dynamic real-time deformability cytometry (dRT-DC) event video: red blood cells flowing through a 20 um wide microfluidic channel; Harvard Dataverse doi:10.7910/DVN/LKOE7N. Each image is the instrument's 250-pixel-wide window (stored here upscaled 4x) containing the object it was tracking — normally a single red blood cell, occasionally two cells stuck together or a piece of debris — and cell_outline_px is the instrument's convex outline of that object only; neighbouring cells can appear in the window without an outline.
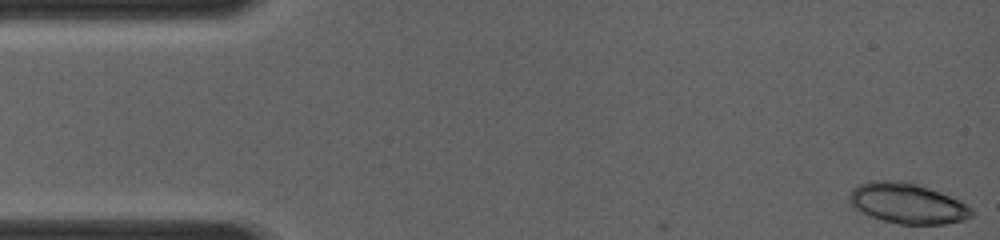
{"species": "common noctule bat (a hibernating species)", "species_latin": "Nyctalus noctula", "temperature_condition": "room temperature", "stored_images_in_passage": 6, "camera_frame_rate_fps": 4000, "um_per_image_px": 0.085, "animal": {"sex": "female", "body_mass_g": 19.0, "forearm_length_mm": 56.7}, "frame": {"image": 1, "passage_image": 1, "time_ms": 0.0, "image_size_px": [1000, 240], "cell_outline_px": [[972, 216], [964, 220], [944, 224], [900, 224], [884, 220], [872, 216], [848, 204], [848, 192], [852, 188], [860, 184], [872, 180], [904, 180], [940, 192], [960, 200], [972, 208]], "centroid_in_image_um": [77.11, 17.27], "position_along_channel_um": 7.9, "area_um2": 28.84}}